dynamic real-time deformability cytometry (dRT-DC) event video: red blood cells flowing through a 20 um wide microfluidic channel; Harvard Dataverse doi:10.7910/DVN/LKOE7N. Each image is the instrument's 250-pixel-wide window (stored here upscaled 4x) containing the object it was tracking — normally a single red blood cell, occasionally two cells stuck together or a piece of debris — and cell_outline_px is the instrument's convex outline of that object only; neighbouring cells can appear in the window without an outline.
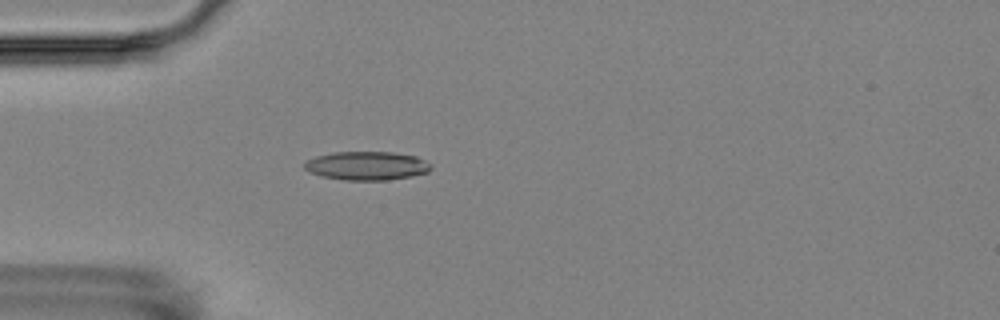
{"species": "Egyptian fruit bat (a non-hibernating species)", "species_latin": "Rousettus aegyptiacus", "temperature_condition": "room temperature", "stored_images_in_passage": 5, "camera_frame_rate_fps": 3000, "um_per_image_px": 0.085, "animal": {"sex": "female"}, "frame": {"image": 1, "passage_image": 5, "time_ms": 4.667, "image_size_px": [1000, 320], "cell_outline_px": [[432, 168], [428, 172], [412, 176], [388, 180], [344, 180], [324, 176], [308, 172], [304, 168], [304, 164], [308, 160], [316, 156], [332, 152], [392, 152], [416, 156], [432, 164]], "centroid_in_image_um": [31.2, 14.09], "position_along_channel_um": 53.8, "area_um2": 21.15}}